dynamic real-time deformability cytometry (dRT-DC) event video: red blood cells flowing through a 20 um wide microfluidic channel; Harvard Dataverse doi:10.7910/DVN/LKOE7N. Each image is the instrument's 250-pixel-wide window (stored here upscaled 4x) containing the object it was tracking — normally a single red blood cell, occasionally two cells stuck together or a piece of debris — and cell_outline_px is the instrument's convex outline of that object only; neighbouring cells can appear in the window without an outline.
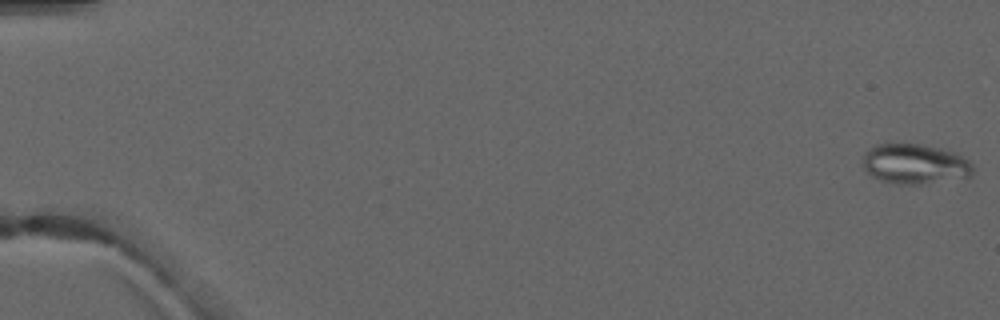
{"species": "common noctule bat (a hibernating species)", "species_latin": "Nyctalus noctula", "temperature_condition": "warm", "stored_images_in_passage": 5, "camera_frame_rate_fps": 3000, "um_per_image_px": 0.085, "animal": {"sex": "male", "forearm_length_mm": 52.5}, "frame": {"image": 1, "passage_image": 1, "time_ms": 0.0, "image_size_px": [1000, 320], "cell_outline_px": [[972, 176], [920, 184], [896, 184], [880, 180], [872, 176], [864, 168], [864, 152], [868, 148], [876, 144], [920, 144], [940, 148], [956, 152], [968, 160], [972, 164]], "centroid_in_image_um": [77.76, 13.93], "position_along_channel_um": 7.2, "area_um2": 25.61}}